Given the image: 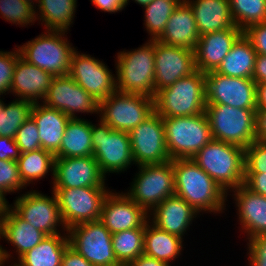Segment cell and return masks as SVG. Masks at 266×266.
I'll use <instances>...</instances> for the list:
<instances>
[{
  "label": "cell",
  "instance_id": "cell-51",
  "mask_svg": "<svg viewBox=\"0 0 266 266\" xmlns=\"http://www.w3.org/2000/svg\"><path fill=\"white\" fill-rule=\"evenodd\" d=\"M256 140L266 141V110H256Z\"/></svg>",
  "mask_w": 266,
  "mask_h": 266
},
{
  "label": "cell",
  "instance_id": "cell-18",
  "mask_svg": "<svg viewBox=\"0 0 266 266\" xmlns=\"http://www.w3.org/2000/svg\"><path fill=\"white\" fill-rule=\"evenodd\" d=\"M196 71L195 53L189 48L166 45L155 40V95L178 79Z\"/></svg>",
  "mask_w": 266,
  "mask_h": 266
},
{
  "label": "cell",
  "instance_id": "cell-14",
  "mask_svg": "<svg viewBox=\"0 0 266 266\" xmlns=\"http://www.w3.org/2000/svg\"><path fill=\"white\" fill-rule=\"evenodd\" d=\"M77 50L72 55L68 75L100 103L117 91L116 75L104 61Z\"/></svg>",
  "mask_w": 266,
  "mask_h": 266
},
{
  "label": "cell",
  "instance_id": "cell-23",
  "mask_svg": "<svg viewBox=\"0 0 266 266\" xmlns=\"http://www.w3.org/2000/svg\"><path fill=\"white\" fill-rule=\"evenodd\" d=\"M199 216L192 206L176 195L166 198L148 214L149 221L155 226L182 239Z\"/></svg>",
  "mask_w": 266,
  "mask_h": 266
},
{
  "label": "cell",
  "instance_id": "cell-19",
  "mask_svg": "<svg viewBox=\"0 0 266 266\" xmlns=\"http://www.w3.org/2000/svg\"><path fill=\"white\" fill-rule=\"evenodd\" d=\"M93 156L55 157L52 188L107 187Z\"/></svg>",
  "mask_w": 266,
  "mask_h": 266
},
{
  "label": "cell",
  "instance_id": "cell-26",
  "mask_svg": "<svg viewBox=\"0 0 266 266\" xmlns=\"http://www.w3.org/2000/svg\"><path fill=\"white\" fill-rule=\"evenodd\" d=\"M199 37L192 8L185 0H182L169 17L165 30L157 41L195 50Z\"/></svg>",
  "mask_w": 266,
  "mask_h": 266
},
{
  "label": "cell",
  "instance_id": "cell-39",
  "mask_svg": "<svg viewBox=\"0 0 266 266\" xmlns=\"http://www.w3.org/2000/svg\"><path fill=\"white\" fill-rule=\"evenodd\" d=\"M0 18L19 28L34 25L37 21L35 8L23 0H0Z\"/></svg>",
  "mask_w": 266,
  "mask_h": 266
},
{
  "label": "cell",
  "instance_id": "cell-25",
  "mask_svg": "<svg viewBox=\"0 0 266 266\" xmlns=\"http://www.w3.org/2000/svg\"><path fill=\"white\" fill-rule=\"evenodd\" d=\"M0 236L15 248L17 259L38 245L47 235L22 219L9 205L0 216ZM18 255V256H17Z\"/></svg>",
  "mask_w": 266,
  "mask_h": 266
},
{
  "label": "cell",
  "instance_id": "cell-35",
  "mask_svg": "<svg viewBox=\"0 0 266 266\" xmlns=\"http://www.w3.org/2000/svg\"><path fill=\"white\" fill-rule=\"evenodd\" d=\"M145 227L124 230L112 234V247L117 261L127 266L144 252Z\"/></svg>",
  "mask_w": 266,
  "mask_h": 266
},
{
  "label": "cell",
  "instance_id": "cell-55",
  "mask_svg": "<svg viewBox=\"0 0 266 266\" xmlns=\"http://www.w3.org/2000/svg\"><path fill=\"white\" fill-rule=\"evenodd\" d=\"M8 204H9V202L7 201V199H4L0 195V216L4 213V211L7 208Z\"/></svg>",
  "mask_w": 266,
  "mask_h": 266
},
{
  "label": "cell",
  "instance_id": "cell-1",
  "mask_svg": "<svg viewBox=\"0 0 266 266\" xmlns=\"http://www.w3.org/2000/svg\"><path fill=\"white\" fill-rule=\"evenodd\" d=\"M175 195L183 198L200 215L223 214L228 194L192 159L172 160Z\"/></svg>",
  "mask_w": 266,
  "mask_h": 266
},
{
  "label": "cell",
  "instance_id": "cell-47",
  "mask_svg": "<svg viewBox=\"0 0 266 266\" xmlns=\"http://www.w3.org/2000/svg\"><path fill=\"white\" fill-rule=\"evenodd\" d=\"M21 155L15 139L0 136V160H18Z\"/></svg>",
  "mask_w": 266,
  "mask_h": 266
},
{
  "label": "cell",
  "instance_id": "cell-21",
  "mask_svg": "<svg viewBox=\"0 0 266 266\" xmlns=\"http://www.w3.org/2000/svg\"><path fill=\"white\" fill-rule=\"evenodd\" d=\"M242 35L243 31L237 26L201 35L194 50L196 70L216 71Z\"/></svg>",
  "mask_w": 266,
  "mask_h": 266
},
{
  "label": "cell",
  "instance_id": "cell-13",
  "mask_svg": "<svg viewBox=\"0 0 266 266\" xmlns=\"http://www.w3.org/2000/svg\"><path fill=\"white\" fill-rule=\"evenodd\" d=\"M51 197L38 190H29L18 195L8 204L22 219L41 230L47 236L67 232L63 224L55 193ZM60 227V228H59ZM61 229V230H60ZM62 231V232H61Z\"/></svg>",
  "mask_w": 266,
  "mask_h": 266
},
{
  "label": "cell",
  "instance_id": "cell-24",
  "mask_svg": "<svg viewBox=\"0 0 266 266\" xmlns=\"http://www.w3.org/2000/svg\"><path fill=\"white\" fill-rule=\"evenodd\" d=\"M53 75L18 57L11 83L10 94L17 99L42 103L49 91Z\"/></svg>",
  "mask_w": 266,
  "mask_h": 266
},
{
  "label": "cell",
  "instance_id": "cell-43",
  "mask_svg": "<svg viewBox=\"0 0 266 266\" xmlns=\"http://www.w3.org/2000/svg\"><path fill=\"white\" fill-rule=\"evenodd\" d=\"M245 173H266V141L255 140L245 149Z\"/></svg>",
  "mask_w": 266,
  "mask_h": 266
},
{
  "label": "cell",
  "instance_id": "cell-42",
  "mask_svg": "<svg viewBox=\"0 0 266 266\" xmlns=\"http://www.w3.org/2000/svg\"><path fill=\"white\" fill-rule=\"evenodd\" d=\"M12 51L0 49V96L10 93L13 72L20 52L17 45Z\"/></svg>",
  "mask_w": 266,
  "mask_h": 266
},
{
  "label": "cell",
  "instance_id": "cell-2",
  "mask_svg": "<svg viewBox=\"0 0 266 266\" xmlns=\"http://www.w3.org/2000/svg\"><path fill=\"white\" fill-rule=\"evenodd\" d=\"M192 160L227 194L245 179V149L212 139Z\"/></svg>",
  "mask_w": 266,
  "mask_h": 266
},
{
  "label": "cell",
  "instance_id": "cell-16",
  "mask_svg": "<svg viewBox=\"0 0 266 266\" xmlns=\"http://www.w3.org/2000/svg\"><path fill=\"white\" fill-rule=\"evenodd\" d=\"M206 104H224L234 108L257 109L256 82L252 78H234L205 73Z\"/></svg>",
  "mask_w": 266,
  "mask_h": 266
},
{
  "label": "cell",
  "instance_id": "cell-30",
  "mask_svg": "<svg viewBox=\"0 0 266 266\" xmlns=\"http://www.w3.org/2000/svg\"><path fill=\"white\" fill-rule=\"evenodd\" d=\"M92 121L90 119L70 118L66 124L60 149L55 157L93 156Z\"/></svg>",
  "mask_w": 266,
  "mask_h": 266
},
{
  "label": "cell",
  "instance_id": "cell-28",
  "mask_svg": "<svg viewBox=\"0 0 266 266\" xmlns=\"http://www.w3.org/2000/svg\"><path fill=\"white\" fill-rule=\"evenodd\" d=\"M192 8L199 35L235 26L229 0H185Z\"/></svg>",
  "mask_w": 266,
  "mask_h": 266
},
{
  "label": "cell",
  "instance_id": "cell-22",
  "mask_svg": "<svg viewBox=\"0 0 266 266\" xmlns=\"http://www.w3.org/2000/svg\"><path fill=\"white\" fill-rule=\"evenodd\" d=\"M229 193L228 197L232 196L235 202L241 235L246 234L247 240L266 235V197L250 191L244 185Z\"/></svg>",
  "mask_w": 266,
  "mask_h": 266
},
{
  "label": "cell",
  "instance_id": "cell-56",
  "mask_svg": "<svg viewBox=\"0 0 266 266\" xmlns=\"http://www.w3.org/2000/svg\"><path fill=\"white\" fill-rule=\"evenodd\" d=\"M132 1H134L136 4H139L141 7H144L145 5L150 3L152 0H132ZM128 3H130V0H126V6L128 5Z\"/></svg>",
  "mask_w": 266,
  "mask_h": 266
},
{
  "label": "cell",
  "instance_id": "cell-37",
  "mask_svg": "<svg viewBox=\"0 0 266 266\" xmlns=\"http://www.w3.org/2000/svg\"><path fill=\"white\" fill-rule=\"evenodd\" d=\"M33 103L24 99L3 101L0 110V136L14 138L19 127L30 117Z\"/></svg>",
  "mask_w": 266,
  "mask_h": 266
},
{
  "label": "cell",
  "instance_id": "cell-6",
  "mask_svg": "<svg viewBox=\"0 0 266 266\" xmlns=\"http://www.w3.org/2000/svg\"><path fill=\"white\" fill-rule=\"evenodd\" d=\"M256 110L207 104L205 114L212 138L246 149L256 140Z\"/></svg>",
  "mask_w": 266,
  "mask_h": 266
},
{
  "label": "cell",
  "instance_id": "cell-29",
  "mask_svg": "<svg viewBox=\"0 0 266 266\" xmlns=\"http://www.w3.org/2000/svg\"><path fill=\"white\" fill-rule=\"evenodd\" d=\"M184 240L161 230L149 220L145 224L143 254L173 264L182 255Z\"/></svg>",
  "mask_w": 266,
  "mask_h": 266
},
{
  "label": "cell",
  "instance_id": "cell-48",
  "mask_svg": "<svg viewBox=\"0 0 266 266\" xmlns=\"http://www.w3.org/2000/svg\"><path fill=\"white\" fill-rule=\"evenodd\" d=\"M61 266H94L88 262L79 252L70 245L67 246L62 255Z\"/></svg>",
  "mask_w": 266,
  "mask_h": 266
},
{
  "label": "cell",
  "instance_id": "cell-54",
  "mask_svg": "<svg viewBox=\"0 0 266 266\" xmlns=\"http://www.w3.org/2000/svg\"><path fill=\"white\" fill-rule=\"evenodd\" d=\"M0 240H1V236H0ZM1 242V241H0ZM3 245H0V266H4L5 264H9L10 260H13V256L12 253H10V251L8 252L5 247H2ZM10 258V259H9ZM7 262V263H6Z\"/></svg>",
  "mask_w": 266,
  "mask_h": 266
},
{
  "label": "cell",
  "instance_id": "cell-38",
  "mask_svg": "<svg viewBox=\"0 0 266 266\" xmlns=\"http://www.w3.org/2000/svg\"><path fill=\"white\" fill-rule=\"evenodd\" d=\"M229 4L234 24L242 31L266 22V0H229Z\"/></svg>",
  "mask_w": 266,
  "mask_h": 266
},
{
  "label": "cell",
  "instance_id": "cell-44",
  "mask_svg": "<svg viewBox=\"0 0 266 266\" xmlns=\"http://www.w3.org/2000/svg\"><path fill=\"white\" fill-rule=\"evenodd\" d=\"M246 249L249 266H266V235L249 239Z\"/></svg>",
  "mask_w": 266,
  "mask_h": 266
},
{
  "label": "cell",
  "instance_id": "cell-57",
  "mask_svg": "<svg viewBox=\"0 0 266 266\" xmlns=\"http://www.w3.org/2000/svg\"><path fill=\"white\" fill-rule=\"evenodd\" d=\"M3 100H4V98L0 96V110H1V108L3 106Z\"/></svg>",
  "mask_w": 266,
  "mask_h": 266
},
{
  "label": "cell",
  "instance_id": "cell-36",
  "mask_svg": "<svg viewBox=\"0 0 266 266\" xmlns=\"http://www.w3.org/2000/svg\"><path fill=\"white\" fill-rule=\"evenodd\" d=\"M182 0H152L144 9V27L150 35L148 40H157L165 30L169 17Z\"/></svg>",
  "mask_w": 266,
  "mask_h": 266
},
{
  "label": "cell",
  "instance_id": "cell-53",
  "mask_svg": "<svg viewBox=\"0 0 266 266\" xmlns=\"http://www.w3.org/2000/svg\"><path fill=\"white\" fill-rule=\"evenodd\" d=\"M257 110H266V83L256 84Z\"/></svg>",
  "mask_w": 266,
  "mask_h": 266
},
{
  "label": "cell",
  "instance_id": "cell-5",
  "mask_svg": "<svg viewBox=\"0 0 266 266\" xmlns=\"http://www.w3.org/2000/svg\"><path fill=\"white\" fill-rule=\"evenodd\" d=\"M67 34L66 31L45 30L22 46L17 45L20 56L53 76H66L76 50Z\"/></svg>",
  "mask_w": 266,
  "mask_h": 266
},
{
  "label": "cell",
  "instance_id": "cell-7",
  "mask_svg": "<svg viewBox=\"0 0 266 266\" xmlns=\"http://www.w3.org/2000/svg\"><path fill=\"white\" fill-rule=\"evenodd\" d=\"M166 148L171 160L192 159L213 138L204 113L163 118Z\"/></svg>",
  "mask_w": 266,
  "mask_h": 266
},
{
  "label": "cell",
  "instance_id": "cell-3",
  "mask_svg": "<svg viewBox=\"0 0 266 266\" xmlns=\"http://www.w3.org/2000/svg\"><path fill=\"white\" fill-rule=\"evenodd\" d=\"M117 91L155 97V40L122 50L115 58Z\"/></svg>",
  "mask_w": 266,
  "mask_h": 266
},
{
  "label": "cell",
  "instance_id": "cell-4",
  "mask_svg": "<svg viewBox=\"0 0 266 266\" xmlns=\"http://www.w3.org/2000/svg\"><path fill=\"white\" fill-rule=\"evenodd\" d=\"M206 105L205 73L199 70L159 90L154 97L155 112L162 118L202 114Z\"/></svg>",
  "mask_w": 266,
  "mask_h": 266
},
{
  "label": "cell",
  "instance_id": "cell-49",
  "mask_svg": "<svg viewBox=\"0 0 266 266\" xmlns=\"http://www.w3.org/2000/svg\"><path fill=\"white\" fill-rule=\"evenodd\" d=\"M90 2L100 11L108 13H118L126 8V0H90Z\"/></svg>",
  "mask_w": 266,
  "mask_h": 266
},
{
  "label": "cell",
  "instance_id": "cell-15",
  "mask_svg": "<svg viewBox=\"0 0 266 266\" xmlns=\"http://www.w3.org/2000/svg\"><path fill=\"white\" fill-rule=\"evenodd\" d=\"M129 135L135 166L171 160L166 148L163 118L156 112L133 128Z\"/></svg>",
  "mask_w": 266,
  "mask_h": 266
},
{
  "label": "cell",
  "instance_id": "cell-10",
  "mask_svg": "<svg viewBox=\"0 0 266 266\" xmlns=\"http://www.w3.org/2000/svg\"><path fill=\"white\" fill-rule=\"evenodd\" d=\"M155 112L154 98L115 91L99 103V118L113 130L129 133Z\"/></svg>",
  "mask_w": 266,
  "mask_h": 266
},
{
  "label": "cell",
  "instance_id": "cell-20",
  "mask_svg": "<svg viewBox=\"0 0 266 266\" xmlns=\"http://www.w3.org/2000/svg\"><path fill=\"white\" fill-rule=\"evenodd\" d=\"M99 220L112 234H115L124 230L145 227L149 217L148 213L126 193L111 189L102 204Z\"/></svg>",
  "mask_w": 266,
  "mask_h": 266
},
{
  "label": "cell",
  "instance_id": "cell-17",
  "mask_svg": "<svg viewBox=\"0 0 266 266\" xmlns=\"http://www.w3.org/2000/svg\"><path fill=\"white\" fill-rule=\"evenodd\" d=\"M42 103L49 108L62 111L69 118H79L78 113L99 115V102L69 75L53 77Z\"/></svg>",
  "mask_w": 266,
  "mask_h": 266
},
{
  "label": "cell",
  "instance_id": "cell-52",
  "mask_svg": "<svg viewBox=\"0 0 266 266\" xmlns=\"http://www.w3.org/2000/svg\"><path fill=\"white\" fill-rule=\"evenodd\" d=\"M127 266H172V265L157 260L156 258H152L145 254H142L138 256L135 260L131 261Z\"/></svg>",
  "mask_w": 266,
  "mask_h": 266
},
{
  "label": "cell",
  "instance_id": "cell-11",
  "mask_svg": "<svg viewBox=\"0 0 266 266\" xmlns=\"http://www.w3.org/2000/svg\"><path fill=\"white\" fill-rule=\"evenodd\" d=\"M108 187L52 188L66 229L100 219Z\"/></svg>",
  "mask_w": 266,
  "mask_h": 266
},
{
  "label": "cell",
  "instance_id": "cell-33",
  "mask_svg": "<svg viewBox=\"0 0 266 266\" xmlns=\"http://www.w3.org/2000/svg\"><path fill=\"white\" fill-rule=\"evenodd\" d=\"M256 55L252 43L243 34L222 60L216 72L234 78L253 79Z\"/></svg>",
  "mask_w": 266,
  "mask_h": 266
},
{
  "label": "cell",
  "instance_id": "cell-41",
  "mask_svg": "<svg viewBox=\"0 0 266 266\" xmlns=\"http://www.w3.org/2000/svg\"><path fill=\"white\" fill-rule=\"evenodd\" d=\"M14 139L21 153L31 152L41 148L39 131L31 116L19 127Z\"/></svg>",
  "mask_w": 266,
  "mask_h": 266
},
{
  "label": "cell",
  "instance_id": "cell-50",
  "mask_svg": "<svg viewBox=\"0 0 266 266\" xmlns=\"http://www.w3.org/2000/svg\"><path fill=\"white\" fill-rule=\"evenodd\" d=\"M253 80L256 84L266 83V55H256Z\"/></svg>",
  "mask_w": 266,
  "mask_h": 266
},
{
  "label": "cell",
  "instance_id": "cell-34",
  "mask_svg": "<svg viewBox=\"0 0 266 266\" xmlns=\"http://www.w3.org/2000/svg\"><path fill=\"white\" fill-rule=\"evenodd\" d=\"M54 160L52 152L42 148L31 152L21 153L17 160L19 175L23 184L27 187L30 184L45 178L51 173L53 183L54 179Z\"/></svg>",
  "mask_w": 266,
  "mask_h": 266
},
{
  "label": "cell",
  "instance_id": "cell-40",
  "mask_svg": "<svg viewBox=\"0 0 266 266\" xmlns=\"http://www.w3.org/2000/svg\"><path fill=\"white\" fill-rule=\"evenodd\" d=\"M22 189L26 186L19 175L17 161L0 160V195L6 199L7 193H20Z\"/></svg>",
  "mask_w": 266,
  "mask_h": 266
},
{
  "label": "cell",
  "instance_id": "cell-27",
  "mask_svg": "<svg viewBox=\"0 0 266 266\" xmlns=\"http://www.w3.org/2000/svg\"><path fill=\"white\" fill-rule=\"evenodd\" d=\"M30 116L37 125L41 148L55 154L60 149L65 127L70 118L62 111L49 108L43 103L33 104Z\"/></svg>",
  "mask_w": 266,
  "mask_h": 266
},
{
  "label": "cell",
  "instance_id": "cell-9",
  "mask_svg": "<svg viewBox=\"0 0 266 266\" xmlns=\"http://www.w3.org/2000/svg\"><path fill=\"white\" fill-rule=\"evenodd\" d=\"M96 122L91 129L93 157L101 172L107 177L127 171L134 165L129 133L113 130L100 118Z\"/></svg>",
  "mask_w": 266,
  "mask_h": 266
},
{
  "label": "cell",
  "instance_id": "cell-46",
  "mask_svg": "<svg viewBox=\"0 0 266 266\" xmlns=\"http://www.w3.org/2000/svg\"><path fill=\"white\" fill-rule=\"evenodd\" d=\"M243 185L250 191L266 197V173H245Z\"/></svg>",
  "mask_w": 266,
  "mask_h": 266
},
{
  "label": "cell",
  "instance_id": "cell-8",
  "mask_svg": "<svg viewBox=\"0 0 266 266\" xmlns=\"http://www.w3.org/2000/svg\"><path fill=\"white\" fill-rule=\"evenodd\" d=\"M137 168L131 187L124 193L149 214L166 198L175 195L172 160Z\"/></svg>",
  "mask_w": 266,
  "mask_h": 266
},
{
  "label": "cell",
  "instance_id": "cell-32",
  "mask_svg": "<svg viewBox=\"0 0 266 266\" xmlns=\"http://www.w3.org/2000/svg\"><path fill=\"white\" fill-rule=\"evenodd\" d=\"M36 8V20L44 29L68 32L75 21L77 0H39Z\"/></svg>",
  "mask_w": 266,
  "mask_h": 266
},
{
  "label": "cell",
  "instance_id": "cell-12",
  "mask_svg": "<svg viewBox=\"0 0 266 266\" xmlns=\"http://www.w3.org/2000/svg\"><path fill=\"white\" fill-rule=\"evenodd\" d=\"M69 245L94 266H122L114 254L112 233L100 220L67 229Z\"/></svg>",
  "mask_w": 266,
  "mask_h": 266
},
{
  "label": "cell",
  "instance_id": "cell-45",
  "mask_svg": "<svg viewBox=\"0 0 266 266\" xmlns=\"http://www.w3.org/2000/svg\"><path fill=\"white\" fill-rule=\"evenodd\" d=\"M257 54L266 55V22L252 25L243 31Z\"/></svg>",
  "mask_w": 266,
  "mask_h": 266
},
{
  "label": "cell",
  "instance_id": "cell-31",
  "mask_svg": "<svg viewBox=\"0 0 266 266\" xmlns=\"http://www.w3.org/2000/svg\"><path fill=\"white\" fill-rule=\"evenodd\" d=\"M69 245L68 234L46 236L38 245L22 255L14 266H61L62 255Z\"/></svg>",
  "mask_w": 266,
  "mask_h": 266
}]
</instances>
